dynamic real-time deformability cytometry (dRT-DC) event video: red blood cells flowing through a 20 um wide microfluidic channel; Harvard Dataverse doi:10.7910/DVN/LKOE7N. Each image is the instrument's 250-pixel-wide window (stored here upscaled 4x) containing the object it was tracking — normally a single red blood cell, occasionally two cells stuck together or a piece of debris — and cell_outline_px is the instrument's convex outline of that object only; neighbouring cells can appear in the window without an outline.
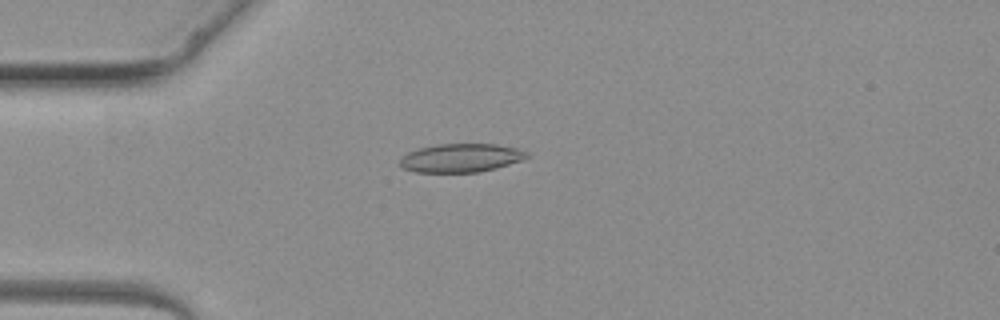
{"species": "common noctule bat (a hibernating species)", "species_latin": "Nyctalus noctula", "temperature_condition": "warm", "stored_images_in_passage": 3, "camera_frame_rate_fps": 3000, "um_per_image_px": 0.085, "animal": {"sex": "female", "body_mass_g": 19.3, "forearm_length_mm": 54.1}, "frame": {"image": 1, "passage_image": 3, "time_ms": 2.333, "image_size_px": [1000, 320], "cell_outline_px": [[528, 156], [520, 160], [496, 168], [480, 172], [416, 172], [404, 168], [400, 164], [400, 160], [408, 152], [416, 148], [436, 144], [496, 144], [516, 148], [528, 152]], "centroid_in_image_um": [39.16, 13.41], "position_along_channel_um": 45.8, "area_um2": 20.98}}